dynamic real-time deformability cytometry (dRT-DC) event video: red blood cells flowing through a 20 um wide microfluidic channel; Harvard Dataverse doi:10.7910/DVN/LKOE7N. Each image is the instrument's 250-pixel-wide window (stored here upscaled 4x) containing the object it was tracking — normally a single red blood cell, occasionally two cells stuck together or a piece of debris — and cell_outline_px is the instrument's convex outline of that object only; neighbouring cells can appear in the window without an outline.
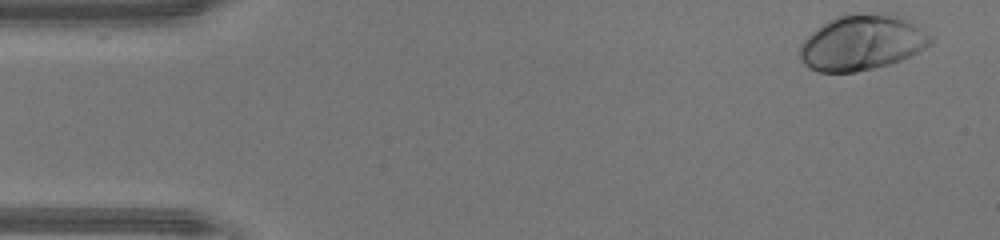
{"species": "human", "species_latin": "Homo sapiens", "temperature_condition": "warm", "stored_images_in_passage": 45, "camera_frame_rate_fps": 3000, "um_per_image_px": 0.085, "donor": {"sex": "male"}, "frame": {"image": 1, "passage_image": 1, "time_ms": 0.0, "image_size_px": [1000, 240], "cell_outline_px": [[932, 44], [900, 60], [888, 64], [856, 72], [820, 72], [808, 68], [800, 60], [800, 44], [816, 28], [828, 20], [836, 16], [856, 12], [896, 12], [932, 36]], "centroid_in_image_um": [73.26, 3.58], "position_along_channel_um": 11.7, "area_um2": 42.6}}
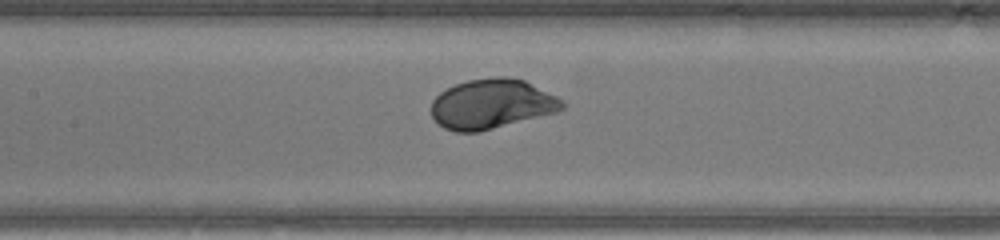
{"frame": {"image": 2, "passage_image": 20, "time_ms": 6.333, "image_size_px": [1000, 240], "cell_outline_px": [[568, 104], [564, 108], [556, 112], [480, 132], [456, 132], [444, 128], [432, 116], [432, 100], [440, 92], [456, 84], [468, 80], [496, 76], [504, 76], [524, 80], [564, 100]], "centroid_in_image_um": [41.81, 8.84], "position_along_channel_um": 165.6, "area_um2": 37.92}}
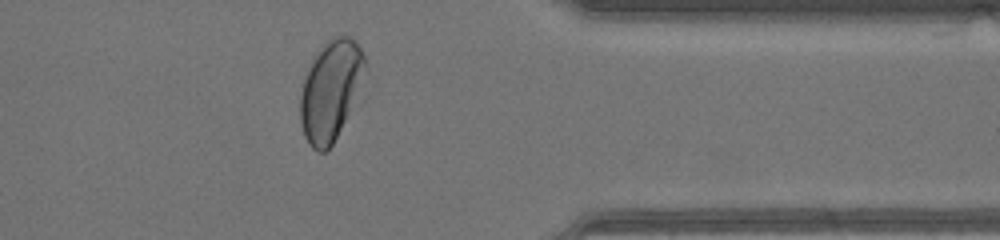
{"frame": {"image": 3, "passage_image": 36, "time_ms": 11.667, "image_size_px": [1000, 240], "cell_outline_px": [[364, 68], [344, 120], [332, 144], [324, 152], [316, 152], [308, 144], [304, 136], [300, 124], [300, 96], [304, 80], [312, 56], [332, 36], [352, 36], [360, 48], [364, 56]], "centroid_in_image_um": [28.01, 7.66], "position_along_channel_um": 383.4, "area_um2": 36.47}, "authors_computed_cell_mechanics": {"area_um2": 38.4948, "velocity_mm_per_s": 4.3566, "shape_relaxation_time_tau1_ms": 1.8573, "shape_relaxation_time_tau2_ms": null, "deformation_change_tau1": 0.1546, "deformation_change_tau2": null}}